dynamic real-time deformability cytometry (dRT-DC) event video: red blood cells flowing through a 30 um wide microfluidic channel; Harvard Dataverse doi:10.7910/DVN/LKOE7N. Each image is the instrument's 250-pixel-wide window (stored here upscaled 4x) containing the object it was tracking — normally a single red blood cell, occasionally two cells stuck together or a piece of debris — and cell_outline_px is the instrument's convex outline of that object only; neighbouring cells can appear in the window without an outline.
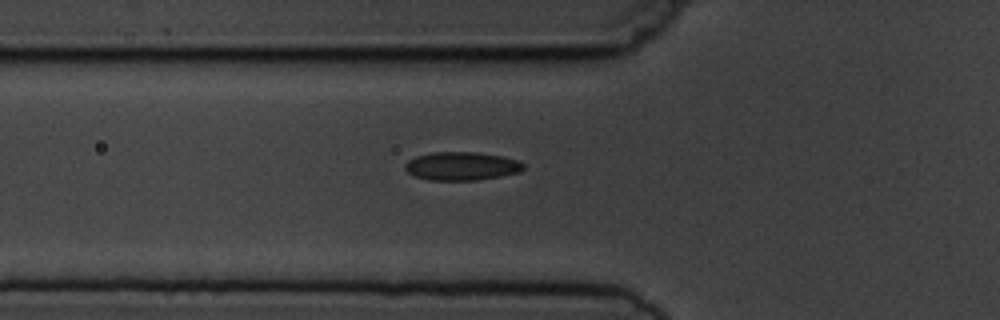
{"species": "common noctule bat (a hibernating species)", "species_latin": "Nyctalus noctula", "temperature_condition": "cold", "stored_images_in_passage": 7, "camera_frame_rate_fps": 3000, "um_per_image_px": 0.085, "animal": {"sex": "male", "body_mass_g": 19.5, "forearm_length_mm": 54.6}, "frame": {"image": 1, "passage_image": 7, "time_ms": 7.667, "image_size_px": [1000, 320], "cell_outline_px": [[524, 168], [520, 172], [500, 176], [476, 180], [428, 180], [412, 176], [404, 168], [404, 164], [408, 160], [416, 156], [432, 152], [476, 152], [504, 156], [520, 160], [524, 164]], "centroid_in_image_um": [39.23, 14.11], "position_along_channel_um": 86.6, "area_um2": 19.83}}